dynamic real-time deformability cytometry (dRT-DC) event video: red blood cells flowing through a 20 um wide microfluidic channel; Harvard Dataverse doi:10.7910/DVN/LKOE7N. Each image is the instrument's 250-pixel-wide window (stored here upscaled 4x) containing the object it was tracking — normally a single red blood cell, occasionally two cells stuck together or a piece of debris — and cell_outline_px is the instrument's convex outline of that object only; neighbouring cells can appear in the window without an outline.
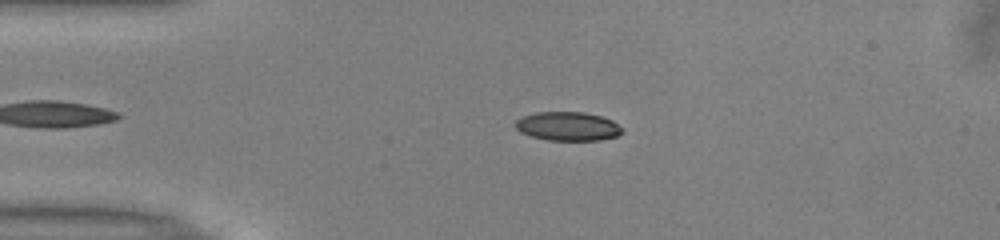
{"species": "common noctule bat (a hibernating species)", "species_latin": "Nyctalus noctula", "temperature_condition": "warm", "stored_images_in_passage": 37, "camera_frame_rate_fps": 3000, "um_per_image_px": 0.085, "animal": {"sex": "male", "body_mass_g": 13.0, "forearm_length_mm": 53.1}, "frame": {"image": 1, "passage_image": 2, "time_ms": 0.333, "image_size_px": [1000, 240], "cell_outline_px": [[624, 132], [616, 136], [600, 140], [548, 140], [532, 136], [520, 132], [512, 124], [520, 116], [536, 112], [584, 112], [600, 116], [612, 120], [624, 128]], "centroid_in_image_um": [48.25, 10.73], "position_along_channel_um": 36.8, "area_um2": 18.15}}
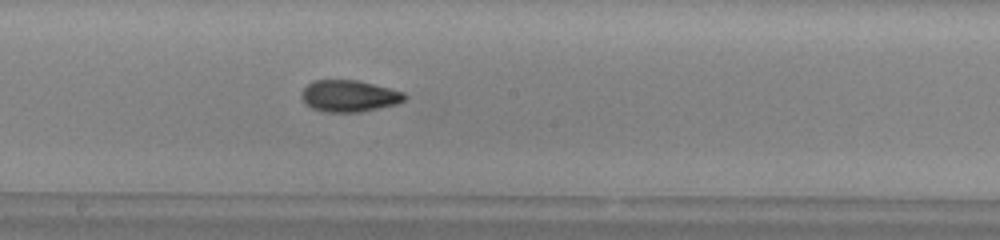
{"frame": {"image": 2, "passage_image": 18, "time_ms": 5.667, "image_size_px": [1000, 240], "cell_outline_px": [[408, 96], [400, 104], [360, 112], [324, 112], [312, 108], [304, 104], [300, 96], [300, 92], [312, 80], [356, 80], [404, 92]], "centroid_in_image_um": [29.66, 8.17], "position_along_channel_um": 218.5, "area_um2": 19.25}}
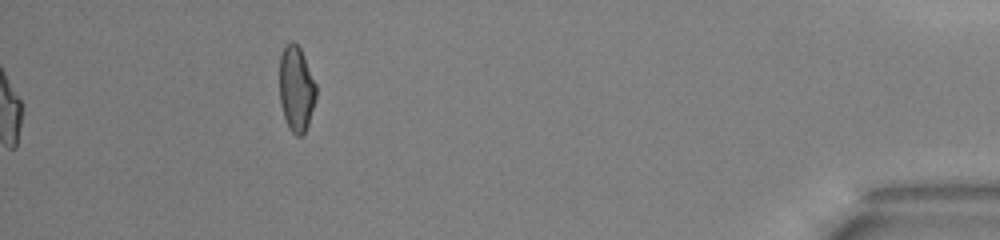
{"frame": {"image": 3, "passage_image": 37, "time_ms": 12.0, "image_size_px": [1000, 240], "cell_outline_px": [[316, 96], [308, 124], [304, 132], [300, 136], [296, 136], [288, 128], [280, 104], [280, 56], [284, 44], [292, 40], [300, 48], [304, 56], [316, 84]], "centroid_in_image_um": [25.17, 7.52], "position_along_channel_um": 410.0, "area_um2": 18.21}, "authors_computed_cell_mechanics": {"area_um2": 18.7272, "velocity_mm_per_s": 4.0199, "shape_relaxation_time_tau1_ms": 7.2215, "shape_relaxation_time_tau2_ms": 2.5874, "deformation_change_tau1": 0.1857, "deformation_change_tau2": 0.0899}}